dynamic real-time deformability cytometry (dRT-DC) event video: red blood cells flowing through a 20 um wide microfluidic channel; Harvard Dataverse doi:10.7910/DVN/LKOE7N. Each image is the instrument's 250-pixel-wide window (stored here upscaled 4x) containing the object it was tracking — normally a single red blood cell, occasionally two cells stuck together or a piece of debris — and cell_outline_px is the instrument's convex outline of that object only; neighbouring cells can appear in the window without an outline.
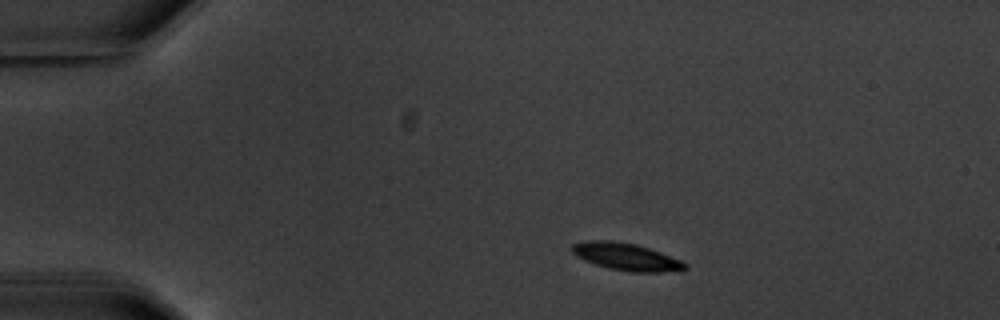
{"species": "common noctule bat (a hibernating species)", "species_latin": "Nyctalus noctula", "temperature_condition": "warm", "stored_images_in_passage": 4, "segment_of_instrument_passage": [1, 2], "camera_frame_rate_fps": 3000, "um_per_image_px": 0.085, "animal": {"sex": "male", "body_mass_g": 20.1, "forearm_length_mm": 53.5}, "frame": {"image": 1, "passage_image": 1, "time_ms": 0.0, "image_size_px": [1000, 320], "cell_outline_px": [[688, 268], [684, 272], [628, 272], [608, 268], [584, 260], [576, 256], [572, 252], [572, 244], [584, 240], [612, 240], [636, 244], [660, 252], [680, 260], [688, 264]], "centroid_in_image_um": [53.27, 21.83], "position_along_channel_um": 31.7, "area_um2": 18.26}}